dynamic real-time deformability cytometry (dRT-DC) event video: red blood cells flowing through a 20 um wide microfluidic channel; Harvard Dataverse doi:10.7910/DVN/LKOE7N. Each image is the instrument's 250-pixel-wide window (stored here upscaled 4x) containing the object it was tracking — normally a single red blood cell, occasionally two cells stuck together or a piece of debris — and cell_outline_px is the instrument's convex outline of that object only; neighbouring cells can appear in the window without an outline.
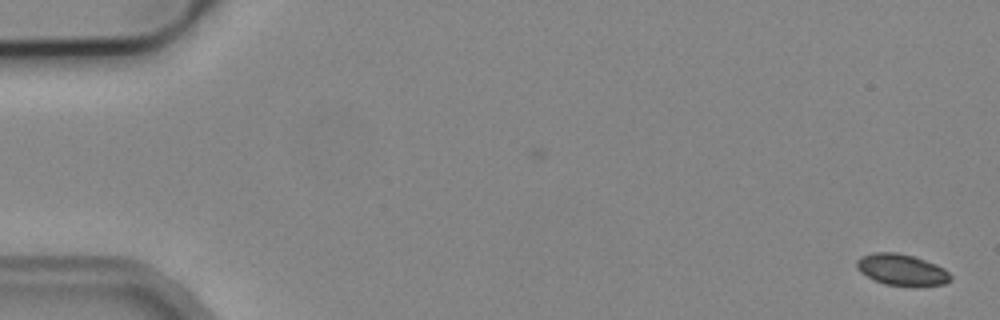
{"species": "common noctule bat (a hibernating species)", "species_latin": "Nyctalus noctula", "temperature_condition": "cold", "stored_images_in_passage": 2, "camera_frame_rate_fps": 3000, "um_per_image_px": 0.085, "animal": {"sex": "male", "body_mass_g": 19.2, "forearm_length_mm": 51.8}, "frame": {"image": 1, "passage_image": 2, "time_ms": 1.333, "image_size_px": [1000, 320], "cell_outline_px": [[952, 280], [944, 284], [916, 288], [884, 284], [860, 272], [856, 268], [856, 260], [860, 256], [872, 252], [896, 252], [912, 256], [936, 264], [944, 268], [952, 276]], "centroid_in_image_um": [76.66, 22.95], "position_along_channel_um": 8.3, "area_um2": 17.57}}